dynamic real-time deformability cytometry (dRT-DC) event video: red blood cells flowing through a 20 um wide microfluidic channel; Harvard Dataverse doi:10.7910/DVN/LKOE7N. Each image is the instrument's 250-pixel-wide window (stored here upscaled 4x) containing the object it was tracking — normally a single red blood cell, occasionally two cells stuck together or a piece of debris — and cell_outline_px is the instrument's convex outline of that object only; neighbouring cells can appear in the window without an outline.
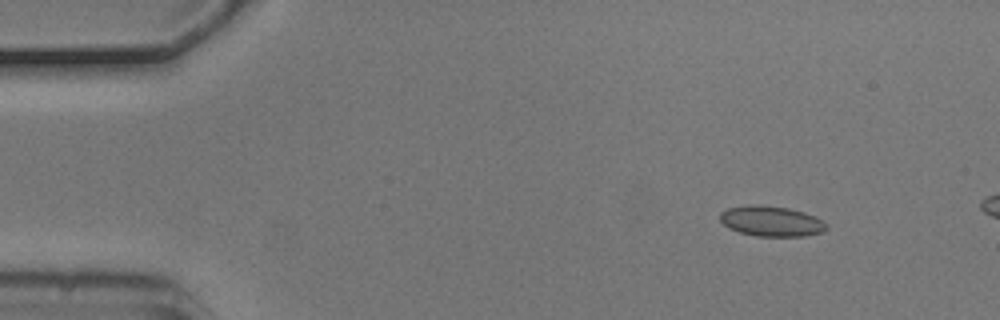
{"species": "common noctule bat (a hibernating species)", "species_latin": "Nyctalus noctula", "temperature_condition": "cold", "stored_images_in_passage": 3, "camera_frame_rate_fps": 3000, "um_per_image_px": 0.085, "animal": {"sex": "male", "body_mass_g": 20.5, "forearm_length_mm": 52.5}, "frame": {"image": 1, "passage_image": 1, "time_ms": 0.0, "image_size_px": [1000, 320], "cell_outline_px": [[828, 228], [824, 232], [804, 236], [756, 236], [740, 232], [728, 228], [720, 220], [720, 212], [728, 208], [752, 204], [756, 204], [788, 208], [804, 212], [816, 216], [824, 220], [828, 224]], "centroid_in_image_um": [65.6, 18.8], "position_along_channel_um": 19.4, "area_um2": 19.02}}